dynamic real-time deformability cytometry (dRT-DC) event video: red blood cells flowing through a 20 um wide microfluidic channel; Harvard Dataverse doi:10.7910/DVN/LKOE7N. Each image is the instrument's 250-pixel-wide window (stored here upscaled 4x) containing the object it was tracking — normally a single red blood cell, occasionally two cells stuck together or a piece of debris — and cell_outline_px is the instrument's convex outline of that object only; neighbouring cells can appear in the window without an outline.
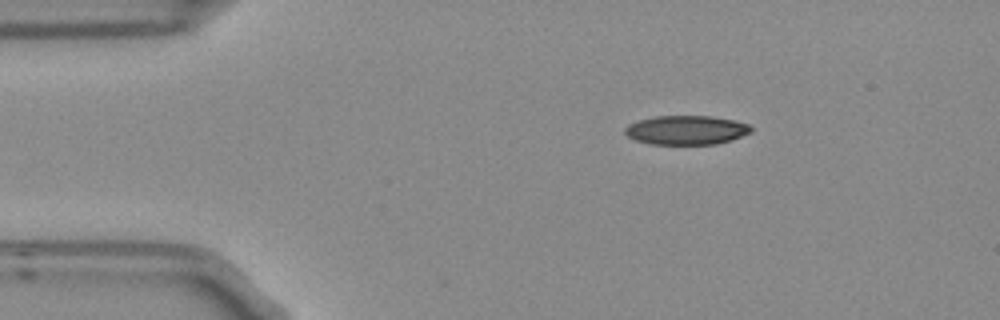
{"species": "Egyptian fruit bat (a non-hibernating species)", "species_latin": "Rousettus aegyptiacus", "temperature_condition": "room temperature", "stored_images_in_passage": 4, "camera_frame_rate_fps": 3000, "um_per_image_px": 0.085, "frame": {"image": 1, "passage_image": 1, "time_ms": 0.0, "image_size_px": [1000, 320], "cell_outline_px": [[752, 132], [732, 140], [716, 144], [652, 144], [636, 140], [628, 136], [624, 132], [624, 128], [628, 124], [640, 120], [656, 116], [712, 116], [736, 120], [748, 124], [752, 128]], "centroid_in_image_um": [58.37, 11.05], "position_along_channel_um": 26.6, "area_um2": 21.44}}
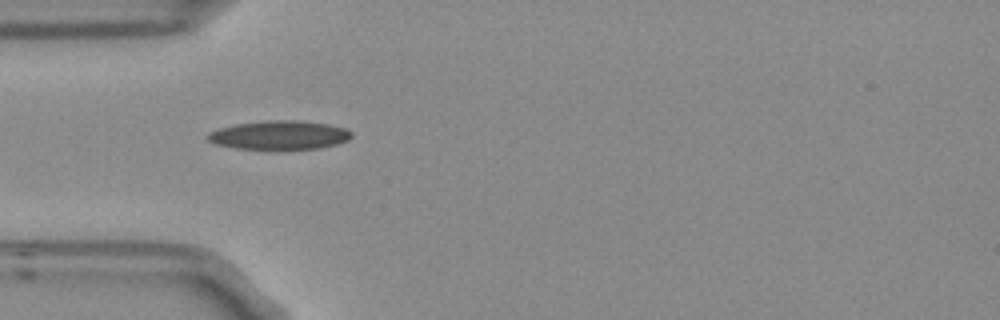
{"frame": {"image": 2, "passage_image": 3, "time_ms": 0.667, "image_size_px": [1000, 320], "cell_outline_px": [[352, 136], [348, 140], [336, 144], [320, 148], [236, 148], [216, 144], [208, 140], [204, 136], [208, 132], [220, 128], [236, 124], [268, 120], [300, 120], [328, 124], [344, 128], [352, 132]], "centroid_in_image_um": [23.74, 11.46], "position_along_channel_um": 61.3, "area_um2": 23.87}}